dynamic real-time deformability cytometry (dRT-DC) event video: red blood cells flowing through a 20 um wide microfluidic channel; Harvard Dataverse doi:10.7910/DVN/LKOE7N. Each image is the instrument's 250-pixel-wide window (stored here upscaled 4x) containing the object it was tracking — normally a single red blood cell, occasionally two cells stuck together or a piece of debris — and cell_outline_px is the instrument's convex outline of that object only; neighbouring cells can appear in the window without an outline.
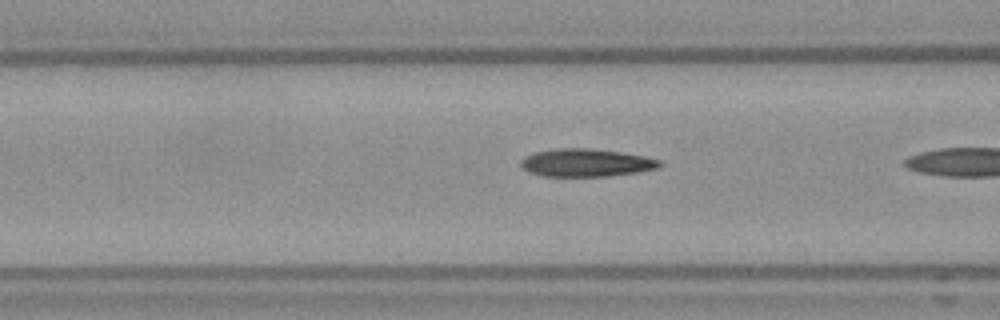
{"species": "Egyptian fruit bat (a non-hibernating species)", "species_latin": "Rousettus aegyptiacus", "temperature_condition": "warm", "stored_images_in_passage": 11, "camera_frame_rate_fps": 3000, "um_per_image_px": 0.085, "frame": {"image": 1, "passage_image": 10, "time_ms": 3.0, "image_size_px": [1000, 320], "cell_outline_px": [[664, 164], [660, 168], [636, 172], [608, 176], [540, 176], [528, 172], [520, 164], [520, 160], [524, 156], [536, 152], [556, 148], [592, 148], [620, 152], [644, 156], [660, 160]], "centroid_in_image_um": [49.82, 13.83], "position_along_channel_um": 116.8, "area_um2": 22.66}}